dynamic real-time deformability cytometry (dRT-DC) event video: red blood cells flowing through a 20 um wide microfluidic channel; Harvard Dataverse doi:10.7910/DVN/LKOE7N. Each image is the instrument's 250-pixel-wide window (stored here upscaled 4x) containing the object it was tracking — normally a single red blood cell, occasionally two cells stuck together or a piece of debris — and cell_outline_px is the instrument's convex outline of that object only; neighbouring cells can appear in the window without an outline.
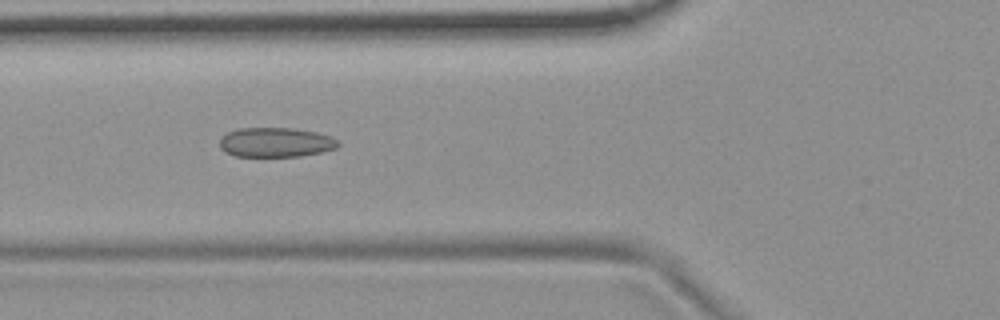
{"species": "common noctule bat (a hibernating species)", "species_latin": "Nyctalus noctula", "temperature_condition": "room temperature", "stored_images_in_passage": 14, "camera_frame_rate_fps": 3000, "um_per_image_px": 0.085, "animal": {"sex": "female", "body_mass_g": 19.9}, "frame": {"image": 1, "passage_image": 5, "time_ms": 1.333, "image_size_px": [1000, 320], "cell_outline_px": [[340, 144], [336, 148], [320, 152], [300, 156], [236, 156], [224, 152], [220, 148], [220, 140], [228, 132], [240, 128], [292, 128], [316, 132], [328, 136], [336, 140]], "centroid_in_image_um": [23.41, 12.1], "position_along_channel_um": 102.4, "area_um2": 20.17}}